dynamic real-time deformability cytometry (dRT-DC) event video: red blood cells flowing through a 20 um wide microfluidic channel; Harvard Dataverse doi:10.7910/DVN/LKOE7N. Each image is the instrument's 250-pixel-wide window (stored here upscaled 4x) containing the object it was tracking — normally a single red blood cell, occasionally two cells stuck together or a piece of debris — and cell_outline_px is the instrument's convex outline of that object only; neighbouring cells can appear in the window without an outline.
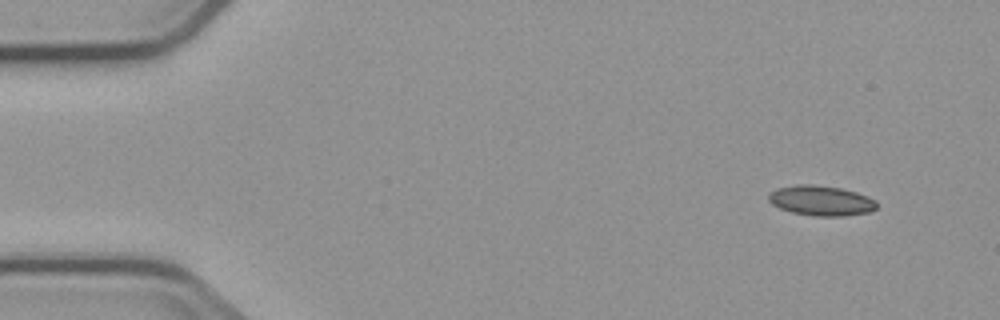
{"species": "common noctule bat (a hibernating species)", "species_latin": "Nyctalus noctula", "temperature_condition": "cold", "stored_images_in_passage": 4, "camera_frame_rate_fps": 3000, "um_per_image_px": 0.085, "animal": {"sex": "male", "body_mass_g": 23.1, "forearm_length_mm": 52.7}, "frame": {"image": 1, "passage_image": 1, "time_ms": 0.0, "image_size_px": [1000, 320], "cell_outline_px": [[876, 208], [872, 212], [844, 216], [812, 216], [792, 212], [780, 208], [772, 204], [768, 200], [768, 192], [776, 188], [796, 184], [812, 184], [840, 188], [856, 192], [868, 196], [876, 200]], "centroid_in_image_um": [69.78, 17.05], "position_along_channel_um": 15.2, "area_um2": 19.19}}
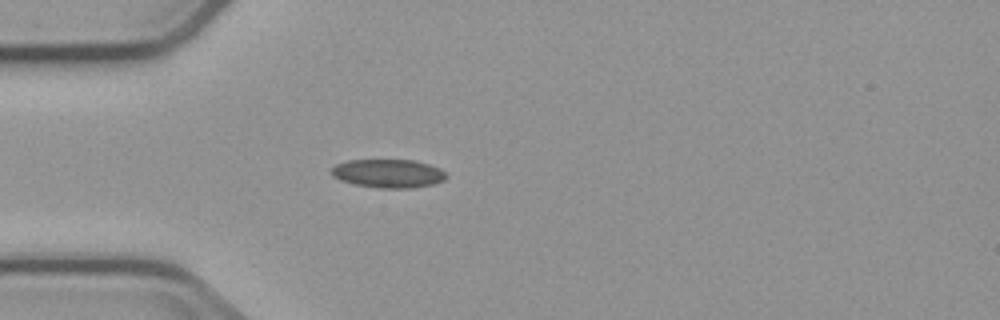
{"frame": {"image": 2, "passage_image": 4, "time_ms": 3.667, "image_size_px": [1000, 320], "cell_outline_px": [[448, 176], [444, 180], [436, 184], [412, 188], [380, 188], [356, 184], [340, 180], [332, 176], [328, 172], [336, 164], [348, 160], [412, 160], [428, 164], [440, 168]], "centroid_in_image_um": [33.0, 14.75], "position_along_channel_um": 52.0, "area_um2": 19.19}}